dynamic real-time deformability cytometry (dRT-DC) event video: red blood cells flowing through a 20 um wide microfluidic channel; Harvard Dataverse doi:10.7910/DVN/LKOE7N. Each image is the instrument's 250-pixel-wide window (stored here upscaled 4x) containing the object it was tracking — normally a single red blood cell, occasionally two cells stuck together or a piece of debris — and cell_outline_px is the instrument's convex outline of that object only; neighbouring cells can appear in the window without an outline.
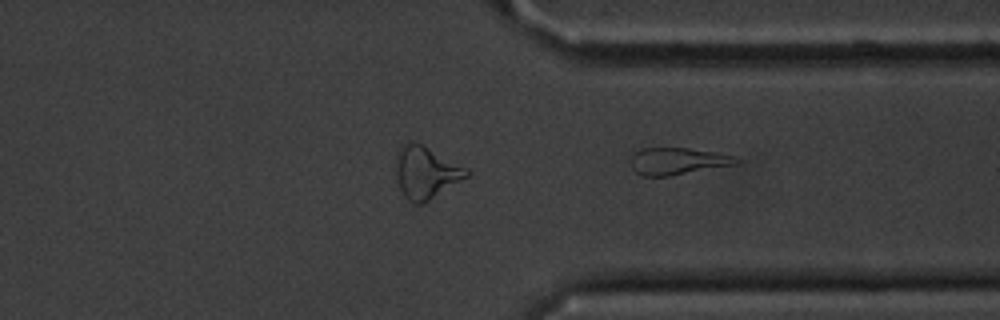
{"species": "common noctule bat (a hibernating species)", "species_latin": "Nyctalus noctula", "temperature_condition": "cold", "stored_images_in_passage": 31, "camera_frame_rate_fps": 3000, "um_per_image_px": 0.085, "animal": {"sex": "male", "body_mass_g": 20.1, "forearm_length_mm": 53.5}, "frame": {"image": 1, "passage_image": 31, "time_ms": 10.0, "image_size_px": [1000, 320], "cell_outline_px": [[740, 160], [732, 164], [668, 176], [640, 176], [632, 168], [628, 160], [640, 148], [688, 148], [712, 152], [732, 156]], "centroid_in_image_um": [57.46, 13.69], "position_along_channel_um": 353.9, "area_um2": 16.18}}